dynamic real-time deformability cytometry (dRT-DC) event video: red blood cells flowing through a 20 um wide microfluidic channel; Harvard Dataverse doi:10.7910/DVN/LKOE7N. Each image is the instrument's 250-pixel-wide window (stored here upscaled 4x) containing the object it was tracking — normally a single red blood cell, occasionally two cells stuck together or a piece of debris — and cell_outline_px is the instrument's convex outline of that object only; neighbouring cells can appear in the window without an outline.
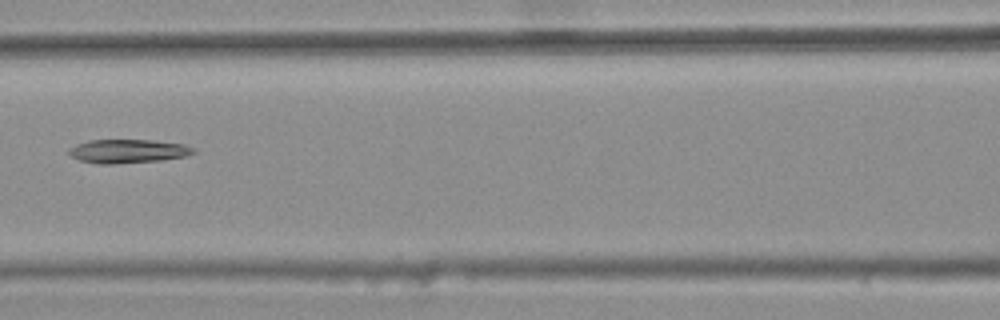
{"species": "common noctule bat (a hibernating species)", "species_latin": "Nyctalus noctula", "temperature_condition": "warm", "stored_images_in_passage": 9, "camera_frame_rate_fps": 3000, "um_per_image_px": 0.085, "animal": {"sex": "female", "body_mass_g": 25.1}, "frame": {"image": 1, "passage_image": 3, "time_ms": 0.667, "image_size_px": [1000, 320], "cell_outline_px": [[196, 152], [188, 156], [160, 160], [112, 164], [100, 164], [80, 160], [72, 156], [68, 152], [76, 144], [88, 140], [152, 140], [184, 144], [196, 148]], "centroid_in_image_um": [10.93, 12.84], "position_along_channel_um": 155.7, "area_um2": 17.17}}
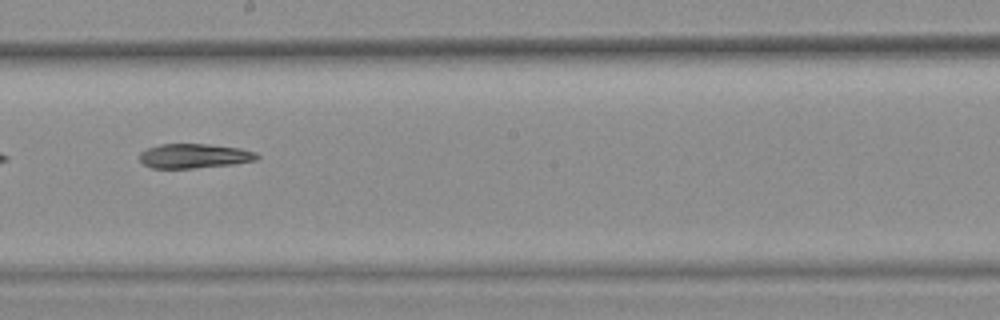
{"frame": {"image": 2, "passage_image": 5, "time_ms": 1.333, "image_size_px": [1000, 320], "cell_outline_px": [[260, 156], [256, 160], [232, 164], [192, 168], [152, 168], [144, 164], [140, 160], [140, 152], [148, 148], [160, 144], [208, 144], [240, 148], [256, 152]], "centroid_in_image_um": [16.52, 13.25], "position_along_channel_um": 231.7, "area_um2": 16.65}}
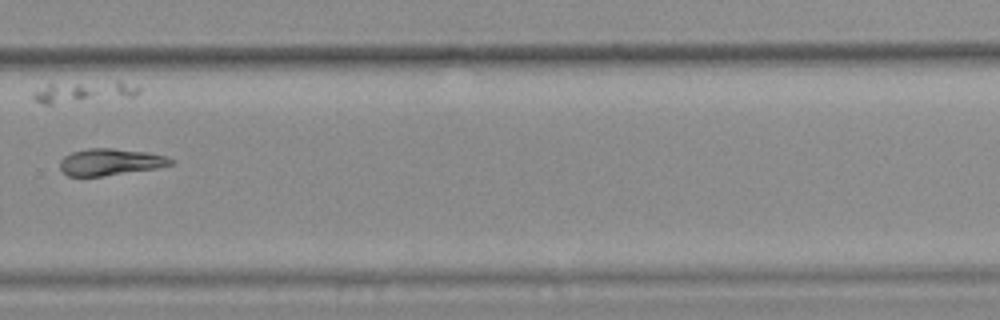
{"frame": {"image": 3, "passage_image": 7, "time_ms": 2.0, "image_size_px": [1000, 320], "cell_outline_px": [[176, 160], [172, 164], [156, 168], [104, 176], [68, 176], [60, 168], [60, 160], [64, 156], [72, 152], [88, 148], [112, 148], [148, 152], [168, 156]], "centroid_in_image_um": [9.4, 13.76], "position_along_channel_um": 320.4, "area_um2": 17.34}}